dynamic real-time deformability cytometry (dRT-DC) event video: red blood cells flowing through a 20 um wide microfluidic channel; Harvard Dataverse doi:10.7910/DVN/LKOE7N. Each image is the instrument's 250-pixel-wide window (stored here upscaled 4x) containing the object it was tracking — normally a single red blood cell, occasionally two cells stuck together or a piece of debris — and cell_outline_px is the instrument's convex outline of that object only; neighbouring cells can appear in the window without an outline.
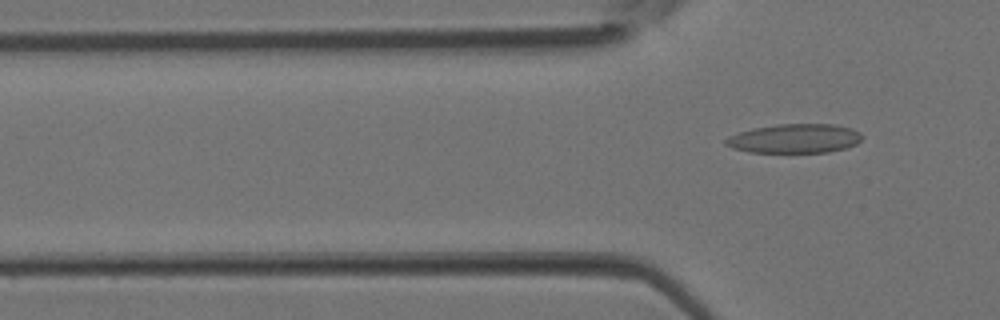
{"species": "Egyptian fruit bat (a non-hibernating species)", "species_latin": "Rousettus aegyptiacus", "temperature_condition": "room temperature", "stored_images_in_passage": 6, "segment_of_instrument_passage": [2, 2], "camera_frame_rate_fps": 3000, "um_per_image_px": 0.085, "animal": {"sex": "female"}, "frame": {"image": 1, "passage_image": 6, "time_ms": 1.667, "image_size_px": [1000, 320], "cell_outline_px": [[860, 140], [856, 144], [848, 148], [828, 152], [748, 152], [732, 148], [724, 144], [724, 140], [728, 136], [752, 128], [776, 124], [836, 124], [852, 128], [860, 132]], "centroid_in_image_um": [67.53, 11.77], "position_along_channel_um": 58.3, "area_um2": 23.29}}